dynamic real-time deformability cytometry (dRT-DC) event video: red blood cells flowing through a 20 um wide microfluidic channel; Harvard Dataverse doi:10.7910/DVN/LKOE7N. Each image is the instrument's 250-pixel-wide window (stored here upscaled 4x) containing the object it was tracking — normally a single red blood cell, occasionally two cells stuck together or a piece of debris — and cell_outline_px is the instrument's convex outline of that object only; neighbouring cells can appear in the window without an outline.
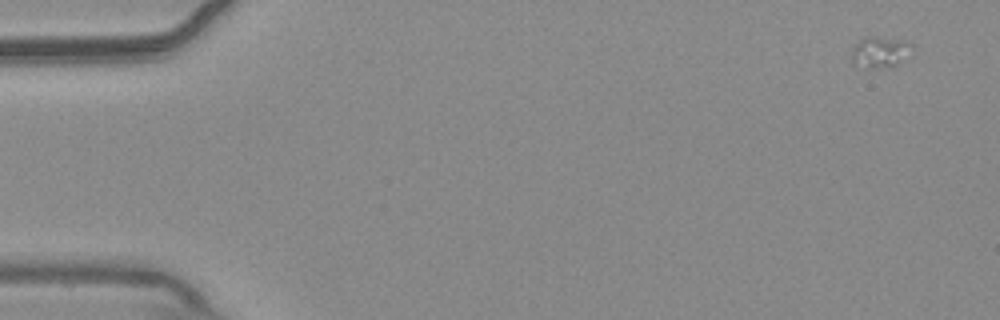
{"species": "common noctule bat (a hibernating species)", "species_latin": "Nyctalus noctula", "temperature_condition": "warm", "stored_images_in_passage": 14, "camera_frame_rate_fps": 3000, "um_per_image_px": 0.085, "animal": {"sex": "male", "body_mass_g": 20.4}, "frame": {"image": 1, "passage_image": 1, "time_ms": 0.0, "image_size_px": [1000, 320], "cell_outline_px": [[912, 44], [896, 64], [888, 68], [868, 68], [852, 64], [852, 48], [860, 40], [868, 36], [876, 36], [908, 40]], "centroid_in_image_um": [74.72, 4.41], "position_along_channel_um": 10.3, "area_um2": 10.69}}